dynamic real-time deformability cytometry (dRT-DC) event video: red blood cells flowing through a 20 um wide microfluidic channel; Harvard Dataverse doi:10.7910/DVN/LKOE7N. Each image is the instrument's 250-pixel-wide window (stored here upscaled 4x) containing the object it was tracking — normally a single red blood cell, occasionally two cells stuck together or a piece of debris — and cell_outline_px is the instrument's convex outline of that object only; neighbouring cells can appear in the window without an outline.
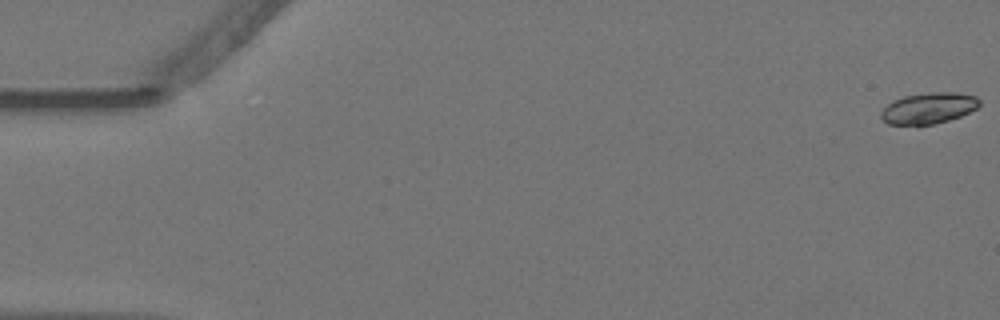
{"species": "Egyptian fruit bat (a non-hibernating species)", "species_latin": "Rousettus aegyptiacus", "temperature_condition": "warm", "stored_images_in_passage": 22, "camera_frame_rate_fps": 3000, "um_per_image_px": 0.085, "animal": {"sex": "female"}, "frame": {"image": 1, "passage_image": 1, "time_ms": 0.0, "image_size_px": [1000, 320], "cell_outline_px": [[980, 104], [976, 108], [960, 116], [948, 120], [932, 124], [888, 124], [880, 116], [880, 112], [888, 104], [904, 96], [932, 92], [956, 92], [976, 96], [980, 100]], "centroid_in_image_um": [78.95, 9.18], "position_along_channel_um": 6.1, "area_um2": 17.51}}
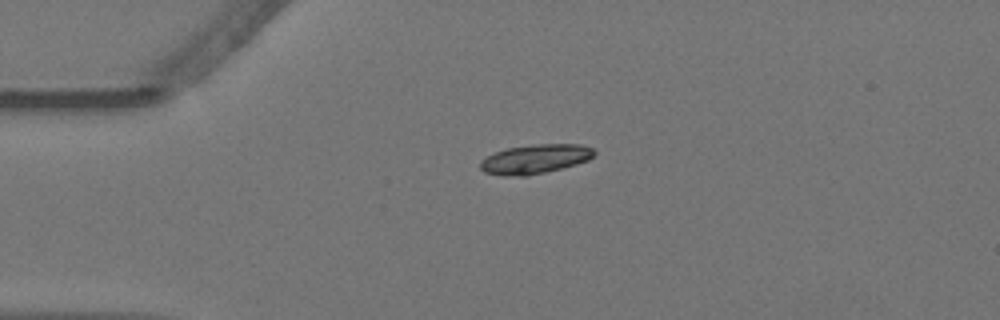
{"frame": {"image": 2, "passage_image": 14, "time_ms": 4.333, "image_size_px": [1000, 320], "cell_outline_px": [[596, 152], [588, 160], [576, 164], [528, 176], [500, 176], [484, 172], [480, 168], [480, 160], [496, 152], [508, 148], [536, 144], [580, 144], [592, 148]], "centroid_in_image_um": [45.46, 13.52], "position_along_channel_um": 39.5, "area_um2": 19.31}}
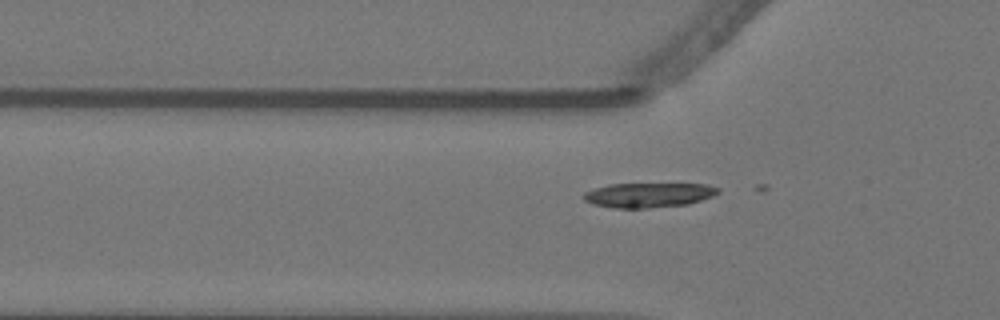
{"frame": {"image": 3, "passage_image": 19, "time_ms": 6.0, "image_size_px": [1000, 320], "cell_outline_px": [[720, 192], [712, 196], [688, 204], [648, 208], [612, 208], [592, 204], [584, 200], [584, 192], [596, 188], [612, 184], [708, 184], [720, 188]], "centroid_in_image_um": [55.14, 16.58], "position_along_channel_um": 70.7, "area_um2": 19.25}}